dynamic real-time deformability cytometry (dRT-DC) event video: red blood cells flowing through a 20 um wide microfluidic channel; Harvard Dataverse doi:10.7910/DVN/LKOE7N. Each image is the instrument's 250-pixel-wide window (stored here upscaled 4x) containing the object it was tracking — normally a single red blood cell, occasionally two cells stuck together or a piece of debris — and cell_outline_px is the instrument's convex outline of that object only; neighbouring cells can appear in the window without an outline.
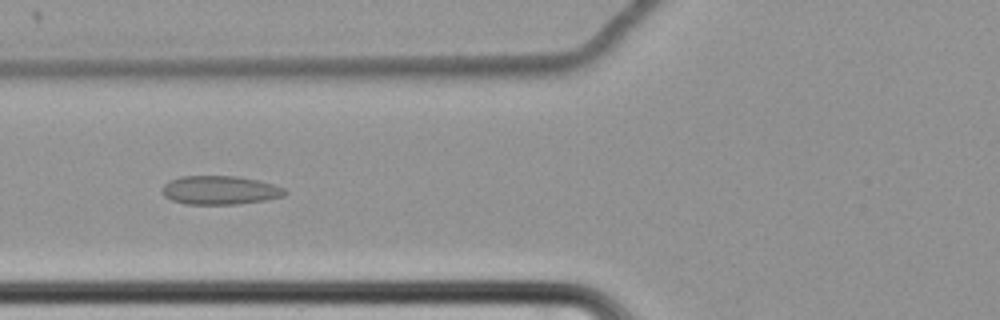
{"species": "common noctule bat (a hibernating species)", "species_latin": "Nyctalus noctula", "temperature_condition": "cold", "stored_images_in_passage": 55, "camera_frame_rate_fps": 3000, "um_per_image_px": 0.085, "animal": {"sex": "female", "body_mass_g": 22.7, "forearm_length_mm": 54.2}, "frame": {"image": 1, "passage_image": 19, "time_ms": 6.0, "image_size_px": [1000, 320], "cell_outline_px": [[288, 192], [284, 196], [264, 200], [236, 204], [184, 204], [172, 200], [164, 196], [164, 184], [168, 180], [180, 176], [236, 176], [256, 180], [272, 184], [284, 188]], "centroid_in_image_um": [18.68, 16.16], "position_along_channel_um": 107.1, "area_um2": 20.4}}
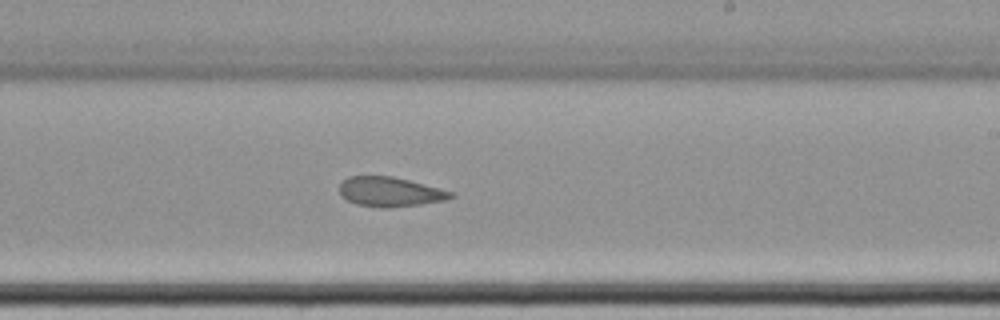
{"frame": {"image": 2, "passage_image": 32, "time_ms": 10.333, "image_size_px": [1000, 320], "cell_outline_px": [[456, 196], [444, 200], [420, 204], [388, 208], [380, 208], [356, 204], [340, 196], [340, 184], [348, 176], [392, 176], [408, 180], [452, 192]], "centroid_in_image_um": [33.11, 16.31], "position_along_channel_um": 255.9, "area_um2": 19.02}}
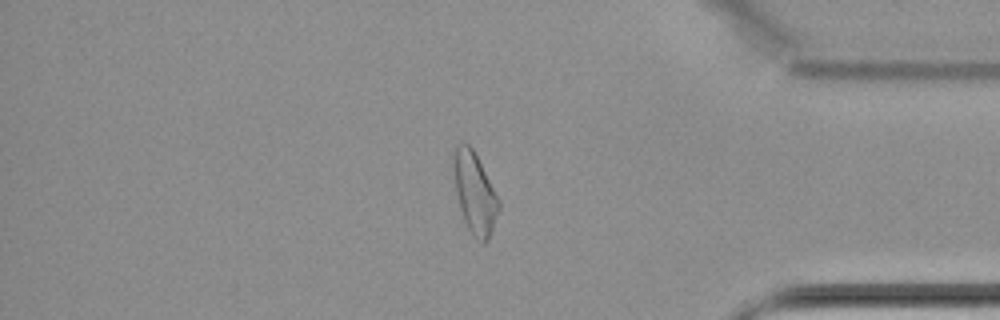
{"frame": {"image": 3, "passage_image": 46, "time_ms": 15.0, "image_size_px": [1000, 320], "cell_outline_px": [[500, 208], [488, 240], [484, 244], [472, 236], [464, 220], [460, 208], [456, 192], [452, 164], [452, 156], [456, 144], [468, 144], [472, 148], [500, 200]], "centroid_in_image_um": [40.34, 16.41], "position_along_channel_um": 394.9, "area_um2": 21.27}}